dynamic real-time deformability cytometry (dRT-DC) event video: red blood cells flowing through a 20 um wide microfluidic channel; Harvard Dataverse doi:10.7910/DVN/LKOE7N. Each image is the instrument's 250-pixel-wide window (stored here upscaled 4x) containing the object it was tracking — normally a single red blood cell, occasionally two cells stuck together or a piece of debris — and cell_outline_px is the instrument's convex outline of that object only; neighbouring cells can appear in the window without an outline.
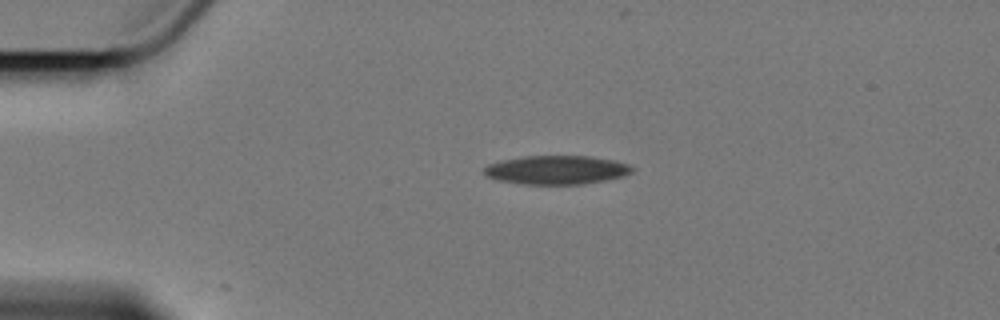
{"species": "Egyptian fruit bat (a non-hibernating species)", "species_latin": "Rousettus aegyptiacus", "temperature_condition": "cold", "stored_images_in_passage": 2, "camera_frame_rate_fps": 3000, "um_per_image_px": 0.085, "animal": {"sex": "female"}, "frame": {"image": 1, "passage_image": 1, "time_ms": 0.0, "image_size_px": [1000, 320], "cell_outline_px": [[636, 168], [632, 172], [624, 176], [584, 184], [524, 184], [500, 180], [484, 176], [484, 168], [488, 164], [504, 160], [528, 156], [588, 156], [612, 160], [628, 164]], "centroid_in_image_um": [47.33, 14.45], "position_along_channel_um": 37.7, "area_um2": 24.62}}